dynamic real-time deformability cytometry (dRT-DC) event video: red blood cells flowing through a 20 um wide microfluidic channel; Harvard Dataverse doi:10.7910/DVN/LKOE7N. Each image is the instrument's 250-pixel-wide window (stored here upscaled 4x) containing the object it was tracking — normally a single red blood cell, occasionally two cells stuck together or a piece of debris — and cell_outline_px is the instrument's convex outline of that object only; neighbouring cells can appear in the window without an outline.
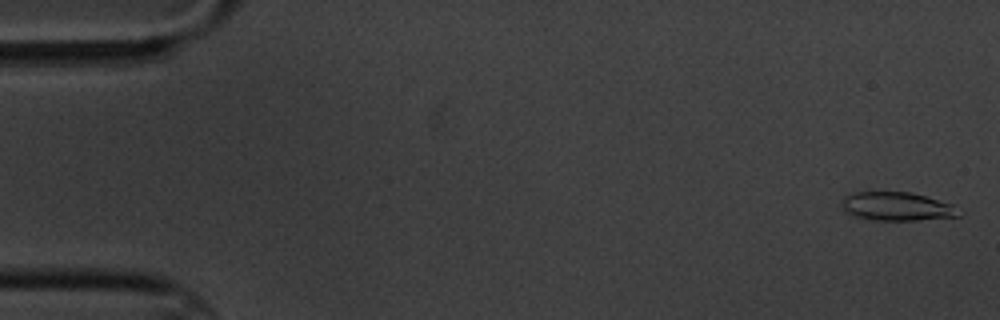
{"species": "common noctule bat (a hibernating species)", "species_latin": "Nyctalus noctula", "temperature_condition": "cold", "stored_images_in_passage": 5, "camera_frame_rate_fps": 3000, "um_per_image_px": 0.085, "animal": {"sex": "male", "body_mass_g": 20.1, "forearm_length_mm": 53.5}, "frame": {"image": 1, "passage_image": 1, "time_ms": 0.0, "image_size_px": [1000, 320], "cell_outline_px": [[964, 212], [960, 216], [916, 220], [876, 220], [856, 216], [844, 212], [840, 208], [840, 204], [844, 196], [856, 192], [908, 192], [924, 196], [952, 204]], "centroid_in_image_um": [76.22, 17.55], "position_along_channel_um": 8.8, "area_um2": 19.54}}